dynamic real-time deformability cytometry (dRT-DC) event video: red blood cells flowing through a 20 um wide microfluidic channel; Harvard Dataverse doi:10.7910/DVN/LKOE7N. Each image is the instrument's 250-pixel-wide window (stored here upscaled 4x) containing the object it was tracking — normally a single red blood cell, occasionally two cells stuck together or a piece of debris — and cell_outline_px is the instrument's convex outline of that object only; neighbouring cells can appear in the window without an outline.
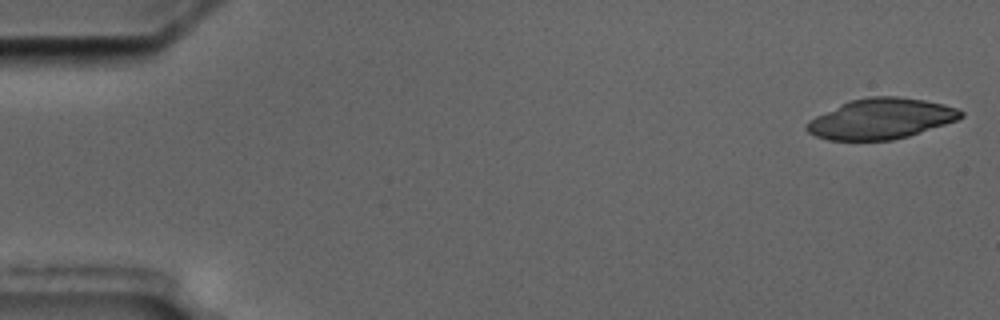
{"species": "common noctule bat (a hibernating species)", "species_latin": "Nyctalus noctula", "temperature_condition": "cold", "stored_images_in_passage": 5, "camera_frame_rate_fps": 3000, "um_per_image_px": 0.085, "animal": {"sex": "male", "body_mass_g": 17.5, "forearm_length_mm": 52.3}, "frame": {"image": 1, "passage_image": 1, "time_ms": 0.0, "image_size_px": [1000, 320], "cell_outline_px": [[964, 116], [956, 120], [908, 136], [892, 140], [828, 140], [816, 136], [808, 132], [804, 128], [804, 124], [808, 120], [840, 104], [852, 100], [868, 96], [896, 96], [924, 100], [944, 104], [956, 108], [964, 112]], "centroid_in_image_um": [74.85, 10.09], "position_along_channel_um": 10.1, "area_um2": 36.24}}